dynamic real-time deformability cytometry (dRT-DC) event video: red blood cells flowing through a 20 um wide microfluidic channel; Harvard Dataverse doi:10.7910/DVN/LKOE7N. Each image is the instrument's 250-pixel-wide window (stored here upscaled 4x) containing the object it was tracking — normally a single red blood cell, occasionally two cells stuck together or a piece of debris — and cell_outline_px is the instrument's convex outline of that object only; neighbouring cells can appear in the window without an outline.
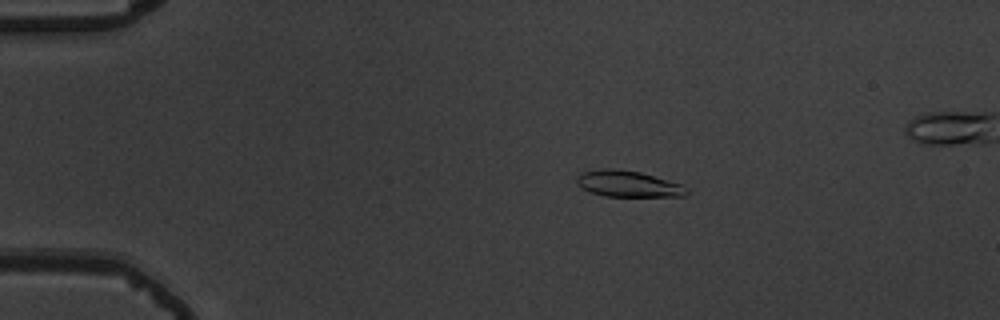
{"species": "common noctule bat (a hibernating species)", "species_latin": "Nyctalus noctula", "temperature_condition": "warm", "stored_images_in_passage": 56, "segment_of_instrument_passage": [1, 2], "camera_frame_rate_fps": 3000, "um_per_image_px": 0.085, "animal": {"sex": "male", "body_mass_g": 19.5, "forearm_length_mm": 54.6}, "frame": {"image": 1, "passage_image": 12, "time_ms": 3.667, "image_size_px": [1000, 320], "cell_outline_px": [[688, 192], [684, 196], [604, 196], [588, 192], [576, 184], [576, 176], [584, 172], [600, 168], [612, 168], [640, 172], [668, 180], [680, 184], [688, 188]], "centroid_in_image_um": [53.34, 15.63], "position_along_channel_um": 31.7, "area_um2": 16.82}}
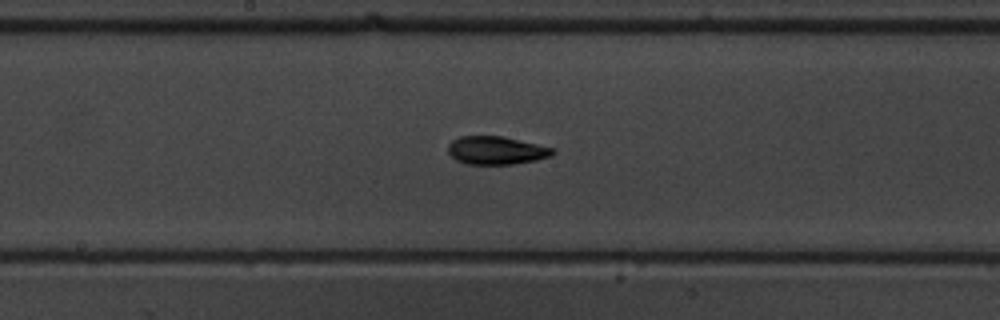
{"frame": {"image": 2, "passage_image": 31, "time_ms": 10.0, "image_size_px": [1000, 320], "cell_outline_px": [[556, 152], [552, 156], [536, 160], [512, 164], [464, 164], [456, 160], [448, 152], [448, 144], [452, 140], [460, 136], [500, 136], [556, 148]], "centroid_in_image_um": [42.19, 12.79], "position_along_channel_um": 206.0, "area_um2": 17.22}}
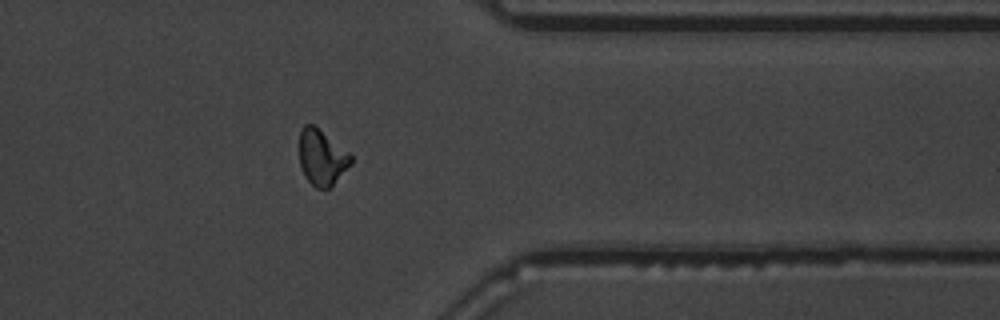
{"frame": {"image": 3, "passage_image": 46, "time_ms": 15.0, "image_size_px": [1000, 320], "cell_outline_px": [[352, 164], [328, 188], [316, 188], [304, 176], [300, 164], [300, 132], [304, 124], [312, 124], [348, 152], [352, 156]], "centroid_in_image_um": [27.35, 13.39], "position_along_channel_um": 384.1, "area_um2": 16.3}}